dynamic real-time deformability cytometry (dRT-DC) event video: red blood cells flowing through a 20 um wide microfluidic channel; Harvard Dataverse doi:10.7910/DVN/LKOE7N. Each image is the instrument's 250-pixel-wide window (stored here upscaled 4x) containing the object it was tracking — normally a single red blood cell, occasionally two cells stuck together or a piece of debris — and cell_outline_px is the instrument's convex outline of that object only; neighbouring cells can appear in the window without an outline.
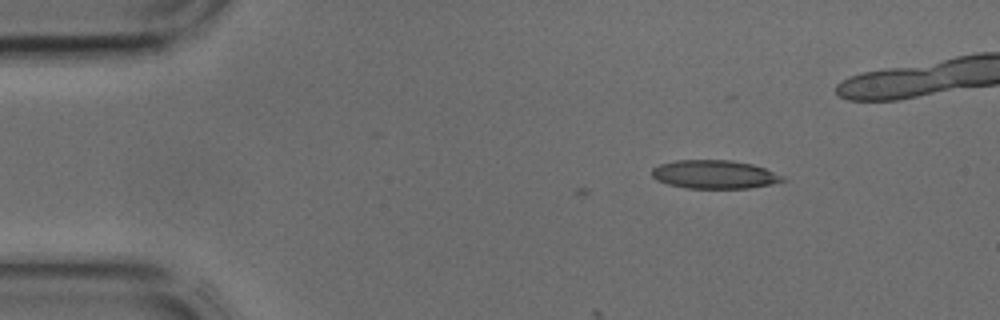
{"species": "common noctule bat (a hibernating species)", "species_latin": "Nyctalus noctula", "temperature_condition": "cold", "stored_images_in_passage": 3, "camera_frame_rate_fps": 3000, "um_per_image_px": 0.085, "animal": {"sex": "male", "body_mass_g": 17.9, "forearm_length_mm": 54.2}, "frame": {"image": 1, "passage_image": 3, "time_ms": 0.667, "image_size_px": [1000, 320], "cell_outline_px": [[788, 180], [748, 188], [688, 188], [668, 184], [656, 180], [652, 176], [652, 168], [660, 164], [676, 160], [732, 160], [752, 164], [764, 168], [784, 176]], "centroid_in_image_um": [60.72, 14.82], "position_along_channel_um": 24.3, "area_um2": 21.62}}